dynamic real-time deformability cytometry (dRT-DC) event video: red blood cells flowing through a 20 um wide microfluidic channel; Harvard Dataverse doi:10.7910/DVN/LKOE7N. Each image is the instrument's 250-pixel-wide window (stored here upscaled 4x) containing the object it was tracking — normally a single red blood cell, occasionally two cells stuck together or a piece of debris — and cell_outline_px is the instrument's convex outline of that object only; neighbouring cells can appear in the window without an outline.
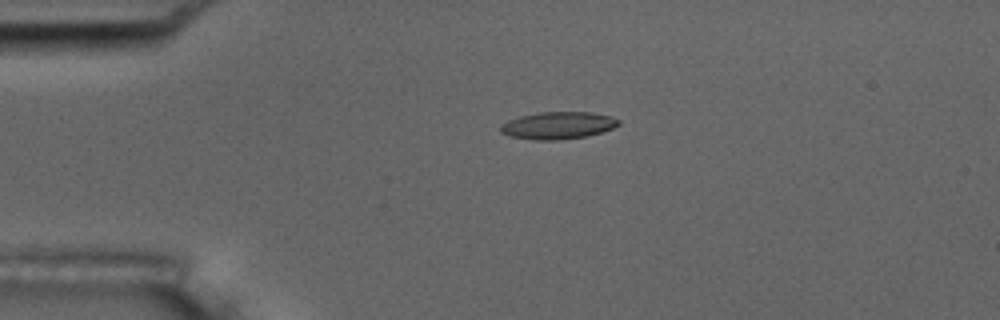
{"species": "common noctule bat (a hibernating species)", "species_latin": "Nyctalus noctula", "temperature_condition": "room temperature", "stored_images_in_passage": 5, "camera_frame_rate_fps": 3000, "um_per_image_px": 0.085, "animal": {"sex": "male", "body_mass_g": 17.5, "forearm_length_mm": 52.3}, "frame": {"image": 1, "passage_image": 4, "time_ms": 3.333, "image_size_px": [1000, 320], "cell_outline_px": [[620, 124], [612, 128], [600, 132], [584, 136], [556, 140], [536, 140], [512, 136], [500, 132], [500, 124], [508, 120], [520, 116], [540, 112], [592, 112], [612, 116], [620, 120]], "centroid_in_image_um": [47.42, 10.65], "position_along_channel_um": 37.6, "area_um2": 18.61}}